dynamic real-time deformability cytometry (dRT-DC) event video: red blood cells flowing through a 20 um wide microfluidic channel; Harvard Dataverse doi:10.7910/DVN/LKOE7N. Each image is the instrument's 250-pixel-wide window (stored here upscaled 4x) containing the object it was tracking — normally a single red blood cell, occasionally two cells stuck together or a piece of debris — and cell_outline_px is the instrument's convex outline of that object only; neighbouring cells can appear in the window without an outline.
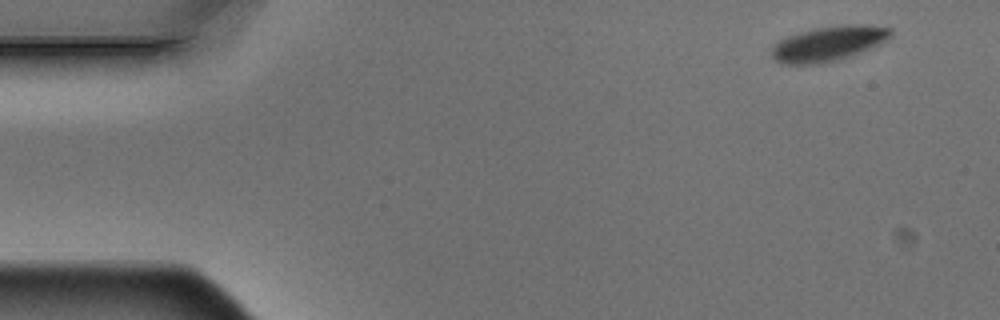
{"species": "Egyptian fruit bat (a non-hibernating species)", "species_latin": "Rousettus aegyptiacus", "temperature_condition": "warm", "stored_images_in_passage": 8, "camera_frame_rate_fps": 3000, "um_per_image_px": 0.085, "animal": {"sex": "male"}, "frame": {"image": 1, "passage_image": 1, "time_ms": 0.0, "image_size_px": [1000, 320], "cell_outline_px": [[892, 36], [888, 40], [860, 52], [836, 60], [820, 64], [780, 64], [772, 56], [772, 48], [780, 40], [788, 36], [800, 32], [816, 28], [840, 24], [868, 24], [892, 28]], "centroid_in_image_um": [70.46, 3.69], "position_along_channel_um": 14.5, "area_um2": 24.22}}
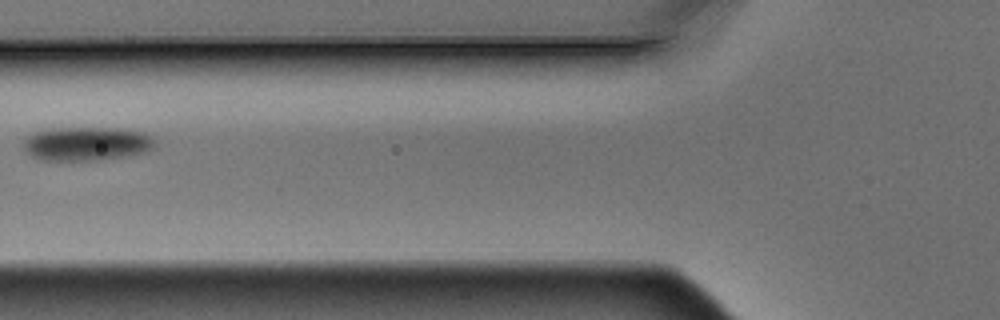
{"frame": {"image": 2, "passage_image": 6, "time_ms": 1.667, "image_size_px": [1000, 320], "cell_outline_px": [[152, 148], [144, 152], [128, 156], [96, 160], [44, 160], [32, 156], [24, 148], [24, 140], [28, 136], [36, 132], [56, 128], [124, 128], [144, 132], [152, 140]], "centroid_in_image_um": [7.36, 12.21], "position_along_channel_um": 118.4, "area_um2": 25.55}}
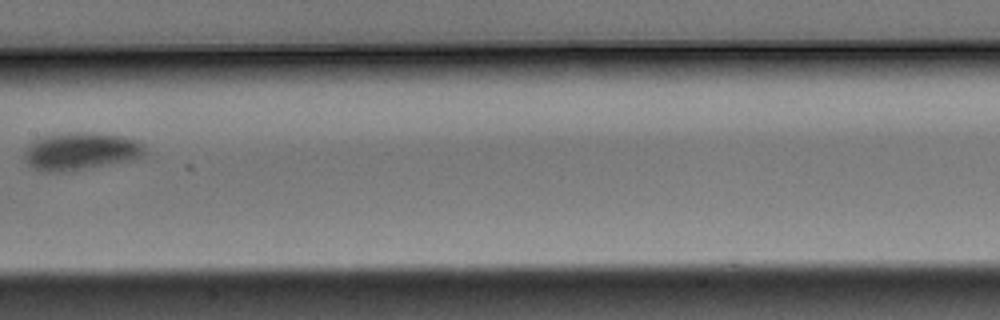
{"frame": {"image": 3, "passage_image": 8, "time_ms": 2.333, "image_size_px": [1000, 320], "cell_outline_px": [[144, 152], [140, 156], [124, 160], [60, 172], [44, 172], [28, 164], [24, 160], [24, 148], [32, 140], [44, 136], [76, 132], [88, 132], [124, 136], [136, 140], [144, 144]], "centroid_in_image_um": [6.76, 12.82], "position_along_channel_um": 200.6, "area_um2": 25.72}}